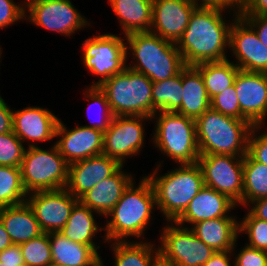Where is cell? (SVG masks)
<instances>
[{
    "label": "cell",
    "mask_w": 267,
    "mask_h": 266,
    "mask_svg": "<svg viewBox=\"0 0 267 266\" xmlns=\"http://www.w3.org/2000/svg\"><path fill=\"white\" fill-rule=\"evenodd\" d=\"M223 9L199 5L194 9L185 32L176 43L185 66L227 60L224 50L229 46L231 24L226 26L223 21Z\"/></svg>",
    "instance_id": "obj_1"
},
{
    "label": "cell",
    "mask_w": 267,
    "mask_h": 266,
    "mask_svg": "<svg viewBox=\"0 0 267 266\" xmlns=\"http://www.w3.org/2000/svg\"><path fill=\"white\" fill-rule=\"evenodd\" d=\"M195 121L200 155L244 157L247 154L248 136L253 127L247 120L225 116L210 107Z\"/></svg>",
    "instance_id": "obj_2"
},
{
    "label": "cell",
    "mask_w": 267,
    "mask_h": 266,
    "mask_svg": "<svg viewBox=\"0 0 267 266\" xmlns=\"http://www.w3.org/2000/svg\"><path fill=\"white\" fill-rule=\"evenodd\" d=\"M133 186L131 182L108 213L112 220L106 225V241H123V237L132 235L140 237L150 220L151 210L156 205L152 183L148 177H143L138 188Z\"/></svg>",
    "instance_id": "obj_3"
},
{
    "label": "cell",
    "mask_w": 267,
    "mask_h": 266,
    "mask_svg": "<svg viewBox=\"0 0 267 266\" xmlns=\"http://www.w3.org/2000/svg\"><path fill=\"white\" fill-rule=\"evenodd\" d=\"M137 63L130 69L146 75L152 82L177 75L184 67L176 43L162 39L152 32H134L126 35Z\"/></svg>",
    "instance_id": "obj_4"
},
{
    "label": "cell",
    "mask_w": 267,
    "mask_h": 266,
    "mask_svg": "<svg viewBox=\"0 0 267 266\" xmlns=\"http://www.w3.org/2000/svg\"><path fill=\"white\" fill-rule=\"evenodd\" d=\"M181 166L161 177L155 176L157 172L147 176L155 191L156 205L166 219L173 222L183 214L190 201L205 186L198 163Z\"/></svg>",
    "instance_id": "obj_5"
},
{
    "label": "cell",
    "mask_w": 267,
    "mask_h": 266,
    "mask_svg": "<svg viewBox=\"0 0 267 266\" xmlns=\"http://www.w3.org/2000/svg\"><path fill=\"white\" fill-rule=\"evenodd\" d=\"M152 84L146 75L126 67L98 87L106 95L114 116L152 119Z\"/></svg>",
    "instance_id": "obj_6"
},
{
    "label": "cell",
    "mask_w": 267,
    "mask_h": 266,
    "mask_svg": "<svg viewBox=\"0 0 267 266\" xmlns=\"http://www.w3.org/2000/svg\"><path fill=\"white\" fill-rule=\"evenodd\" d=\"M68 165L56 144L51 151L30 144L29 149L24 152L20 166L22 183L26 192L66 188Z\"/></svg>",
    "instance_id": "obj_7"
},
{
    "label": "cell",
    "mask_w": 267,
    "mask_h": 266,
    "mask_svg": "<svg viewBox=\"0 0 267 266\" xmlns=\"http://www.w3.org/2000/svg\"><path fill=\"white\" fill-rule=\"evenodd\" d=\"M155 130L157 147L179 164H193L200 156L196 121L176 112L160 111Z\"/></svg>",
    "instance_id": "obj_8"
},
{
    "label": "cell",
    "mask_w": 267,
    "mask_h": 266,
    "mask_svg": "<svg viewBox=\"0 0 267 266\" xmlns=\"http://www.w3.org/2000/svg\"><path fill=\"white\" fill-rule=\"evenodd\" d=\"M235 158L233 155L205 154L199 156L197 163L205 186L226 195L235 204H243L244 157Z\"/></svg>",
    "instance_id": "obj_9"
},
{
    "label": "cell",
    "mask_w": 267,
    "mask_h": 266,
    "mask_svg": "<svg viewBox=\"0 0 267 266\" xmlns=\"http://www.w3.org/2000/svg\"><path fill=\"white\" fill-rule=\"evenodd\" d=\"M167 226L158 248L160 261L171 266H203L215 251L188 228Z\"/></svg>",
    "instance_id": "obj_10"
},
{
    "label": "cell",
    "mask_w": 267,
    "mask_h": 266,
    "mask_svg": "<svg viewBox=\"0 0 267 266\" xmlns=\"http://www.w3.org/2000/svg\"><path fill=\"white\" fill-rule=\"evenodd\" d=\"M127 50L122 39L112 34L86 39L83 44L84 64L91 73L102 76L92 87H98L126 68Z\"/></svg>",
    "instance_id": "obj_11"
},
{
    "label": "cell",
    "mask_w": 267,
    "mask_h": 266,
    "mask_svg": "<svg viewBox=\"0 0 267 266\" xmlns=\"http://www.w3.org/2000/svg\"><path fill=\"white\" fill-rule=\"evenodd\" d=\"M25 200L44 233L59 232L79 201L66 188L33 192L30 200Z\"/></svg>",
    "instance_id": "obj_12"
},
{
    "label": "cell",
    "mask_w": 267,
    "mask_h": 266,
    "mask_svg": "<svg viewBox=\"0 0 267 266\" xmlns=\"http://www.w3.org/2000/svg\"><path fill=\"white\" fill-rule=\"evenodd\" d=\"M145 116H114L104 132L103 154L123 165V159L139 152L143 145L144 131L140 120Z\"/></svg>",
    "instance_id": "obj_13"
},
{
    "label": "cell",
    "mask_w": 267,
    "mask_h": 266,
    "mask_svg": "<svg viewBox=\"0 0 267 266\" xmlns=\"http://www.w3.org/2000/svg\"><path fill=\"white\" fill-rule=\"evenodd\" d=\"M240 119L259 128L267 115V73L239 70L234 81Z\"/></svg>",
    "instance_id": "obj_14"
},
{
    "label": "cell",
    "mask_w": 267,
    "mask_h": 266,
    "mask_svg": "<svg viewBox=\"0 0 267 266\" xmlns=\"http://www.w3.org/2000/svg\"><path fill=\"white\" fill-rule=\"evenodd\" d=\"M26 4L30 12L29 20L48 30L70 36L88 24L70 0H32Z\"/></svg>",
    "instance_id": "obj_15"
},
{
    "label": "cell",
    "mask_w": 267,
    "mask_h": 266,
    "mask_svg": "<svg viewBox=\"0 0 267 266\" xmlns=\"http://www.w3.org/2000/svg\"><path fill=\"white\" fill-rule=\"evenodd\" d=\"M229 47L237 56L238 64L235 65L240 70L267 73V47L239 11L230 28Z\"/></svg>",
    "instance_id": "obj_16"
},
{
    "label": "cell",
    "mask_w": 267,
    "mask_h": 266,
    "mask_svg": "<svg viewBox=\"0 0 267 266\" xmlns=\"http://www.w3.org/2000/svg\"><path fill=\"white\" fill-rule=\"evenodd\" d=\"M197 6L198 4L192 0H153L150 32L162 39L177 43Z\"/></svg>",
    "instance_id": "obj_17"
},
{
    "label": "cell",
    "mask_w": 267,
    "mask_h": 266,
    "mask_svg": "<svg viewBox=\"0 0 267 266\" xmlns=\"http://www.w3.org/2000/svg\"><path fill=\"white\" fill-rule=\"evenodd\" d=\"M121 166L117 160L105 154L70 163L66 189L79 199L100 181L112 176Z\"/></svg>",
    "instance_id": "obj_18"
},
{
    "label": "cell",
    "mask_w": 267,
    "mask_h": 266,
    "mask_svg": "<svg viewBox=\"0 0 267 266\" xmlns=\"http://www.w3.org/2000/svg\"><path fill=\"white\" fill-rule=\"evenodd\" d=\"M62 136L56 146L65 161L70 164L103 154L104 132L92 127H77L67 131L59 120L56 137Z\"/></svg>",
    "instance_id": "obj_19"
},
{
    "label": "cell",
    "mask_w": 267,
    "mask_h": 266,
    "mask_svg": "<svg viewBox=\"0 0 267 266\" xmlns=\"http://www.w3.org/2000/svg\"><path fill=\"white\" fill-rule=\"evenodd\" d=\"M58 122L53 113L39 107L13 111V132L21 141H46L56 137Z\"/></svg>",
    "instance_id": "obj_20"
},
{
    "label": "cell",
    "mask_w": 267,
    "mask_h": 266,
    "mask_svg": "<svg viewBox=\"0 0 267 266\" xmlns=\"http://www.w3.org/2000/svg\"><path fill=\"white\" fill-rule=\"evenodd\" d=\"M235 205L226 195L204 186L174 224L177 226L185 222L196 224L202 220L229 217L225 214Z\"/></svg>",
    "instance_id": "obj_21"
},
{
    "label": "cell",
    "mask_w": 267,
    "mask_h": 266,
    "mask_svg": "<svg viewBox=\"0 0 267 266\" xmlns=\"http://www.w3.org/2000/svg\"><path fill=\"white\" fill-rule=\"evenodd\" d=\"M121 169L122 166L112 176L100 181L83 194L79 201L90 210L108 216V213L120 200L124 190L132 182L131 176L124 174Z\"/></svg>",
    "instance_id": "obj_22"
},
{
    "label": "cell",
    "mask_w": 267,
    "mask_h": 266,
    "mask_svg": "<svg viewBox=\"0 0 267 266\" xmlns=\"http://www.w3.org/2000/svg\"><path fill=\"white\" fill-rule=\"evenodd\" d=\"M0 220L13 244H23L44 233L27 202L0 208Z\"/></svg>",
    "instance_id": "obj_23"
},
{
    "label": "cell",
    "mask_w": 267,
    "mask_h": 266,
    "mask_svg": "<svg viewBox=\"0 0 267 266\" xmlns=\"http://www.w3.org/2000/svg\"><path fill=\"white\" fill-rule=\"evenodd\" d=\"M182 86V103L176 113L196 120L211 107V99L201 73L194 66L182 69Z\"/></svg>",
    "instance_id": "obj_24"
},
{
    "label": "cell",
    "mask_w": 267,
    "mask_h": 266,
    "mask_svg": "<svg viewBox=\"0 0 267 266\" xmlns=\"http://www.w3.org/2000/svg\"><path fill=\"white\" fill-rule=\"evenodd\" d=\"M193 226L194 234L215 252L234 249L239 224L233 217L202 220Z\"/></svg>",
    "instance_id": "obj_25"
},
{
    "label": "cell",
    "mask_w": 267,
    "mask_h": 266,
    "mask_svg": "<svg viewBox=\"0 0 267 266\" xmlns=\"http://www.w3.org/2000/svg\"><path fill=\"white\" fill-rule=\"evenodd\" d=\"M49 241L53 263L63 266H93L101 259L96 250L99 247L76 243L60 232L49 233Z\"/></svg>",
    "instance_id": "obj_26"
},
{
    "label": "cell",
    "mask_w": 267,
    "mask_h": 266,
    "mask_svg": "<svg viewBox=\"0 0 267 266\" xmlns=\"http://www.w3.org/2000/svg\"><path fill=\"white\" fill-rule=\"evenodd\" d=\"M120 18L125 36L134 32H149L153 0H109Z\"/></svg>",
    "instance_id": "obj_27"
},
{
    "label": "cell",
    "mask_w": 267,
    "mask_h": 266,
    "mask_svg": "<svg viewBox=\"0 0 267 266\" xmlns=\"http://www.w3.org/2000/svg\"><path fill=\"white\" fill-rule=\"evenodd\" d=\"M92 212L87 206L78 201L74 205L66 224L59 232L76 243L95 245L92 238L99 227L95 223Z\"/></svg>",
    "instance_id": "obj_28"
},
{
    "label": "cell",
    "mask_w": 267,
    "mask_h": 266,
    "mask_svg": "<svg viewBox=\"0 0 267 266\" xmlns=\"http://www.w3.org/2000/svg\"><path fill=\"white\" fill-rule=\"evenodd\" d=\"M194 67L201 73L210 99L232 86L240 70L228 59L220 62H203Z\"/></svg>",
    "instance_id": "obj_29"
},
{
    "label": "cell",
    "mask_w": 267,
    "mask_h": 266,
    "mask_svg": "<svg viewBox=\"0 0 267 266\" xmlns=\"http://www.w3.org/2000/svg\"><path fill=\"white\" fill-rule=\"evenodd\" d=\"M182 70L175 76L152 84V118L159 111L176 112L182 103Z\"/></svg>",
    "instance_id": "obj_30"
},
{
    "label": "cell",
    "mask_w": 267,
    "mask_h": 266,
    "mask_svg": "<svg viewBox=\"0 0 267 266\" xmlns=\"http://www.w3.org/2000/svg\"><path fill=\"white\" fill-rule=\"evenodd\" d=\"M243 176L244 205L267 197V166L255 161L248 153L244 156Z\"/></svg>",
    "instance_id": "obj_31"
},
{
    "label": "cell",
    "mask_w": 267,
    "mask_h": 266,
    "mask_svg": "<svg viewBox=\"0 0 267 266\" xmlns=\"http://www.w3.org/2000/svg\"><path fill=\"white\" fill-rule=\"evenodd\" d=\"M114 245L115 266H156L160 261L159 250L151 256L152 245L148 243H129L116 241ZM153 258V259H152Z\"/></svg>",
    "instance_id": "obj_32"
},
{
    "label": "cell",
    "mask_w": 267,
    "mask_h": 266,
    "mask_svg": "<svg viewBox=\"0 0 267 266\" xmlns=\"http://www.w3.org/2000/svg\"><path fill=\"white\" fill-rule=\"evenodd\" d=\"M26 192L21 176V169L0 165V208L18 205L23 202Z\"/></svg>",
    "instance_id": "obj_33"
},
{
    "label": "cell",
    "mask_w": 267,
    "mask_h": 266,
    "mask_svg": "<svg viewBox=\"0 0 267 266\" xmlns=\"http://www.w3.org/2000/svg\"><path fill=\"white\" fill-rule=\"evenodd\" d=\"M19 246L25 266H48L52 263L49 233H43Z\"/></svg>",
    "instance_id": "obj_34"
},
{
    "label": "cell",
    "mask_w": 267,
    "mask_h": 266,
    "mask_svg": "<svg viewBox=\"0 0 267 266\" xmlns=\"http://www.w3.org/2000/svg\"><path fill=\"white\" fill-rule=\"evenodd\" d=\"M22 143L13 131L0 134V165L20 168L25 152Z\"/></svg>",
    "instance_id": "obj_35"
},
{
    "label": "cell",
    "mask_w": 267,
    "mask_h": 266,
    "mask_svg": "<svg viewBox=\"0 0 267 266\" xmlns=\"http://www.w3.org/2000/svg\"><path fill=\"white\" fill-rule=\"evenodd\" d=\"M245 231L249 235L247 246L267 252V221L256 218L250 211L239 224V232Z\"/></svg>",
    "instance_id": "obj_36"
},
{
    "label": "cell",
    "mask_w": 267,
    "mask_h": 266,
    "mask_svg": "<svg viewBox=\"0 0 267 266\" xmlns=\"http://www.w3.org/2000/svg\"><path fill=\"white\" fill-rule=\"evenodd\" d=\"M211 108L225 116L240 119V105L234 84L211 99Z\"/></svg>",
    "instance_id": "obj_37"
},
{
    "label": "cell",
    "mask_w": 267,
    "mask_h": 266,
    "mask_svg": "<svg viewBox=\"0 0 267 266\" xmlns=\"http://www.w3.org/2000/svg\"><path fill=\"white\" fill-rule=\"evenodd\" d=\"M86 95L89 97V99H91L92 101H95V103L100 104L102 108L104 109L103 111L105 113L103 115L104 119L102 118V120H100L99 122L95 121V123H93L92 125L85 126V127H92V128L99 129L105 132L109 128V125L111 124V121L114 118V115L110 109L108 100L106 98V95L101 91L99 87H92V86L90 87L89 92L87 91Z\"/></svg>",
    "instance_id": "obj_38"
},
{
    "label": "cell",
    "mask_w": 267,
    "mask_h": 266,
    "mask_svg": "<svg viewBox=\"0 0 267 266\" xmlns=\"http://www.w3.org/2000/svg\"><path fill=\"white\" fill-rule=\"evenodd\" d=\"M255 128L253 126L248 136L247 153L257 162L267 166V132L256 137ZM252 134V135H251ZM254 135V137H253Z\"/></svg>",
    "instance_id": "obj_39"
},
{
    "label": "cell",
    "mask_w": 267,
    "mask_h": 266,
    "mask_svg": "<svg viewBox=\"0 0 267 266\" xmlns=\"http://www.w3.org/2000/svg\"><path fill=\"white\" fill-rule=\"evenodd\" d=\"M234 266H267V252L246 246L236 257Z\"/></svg>",
    "instance_id": "obj_40"
},
{
    "label": "cell",
    "mask_w": 267,
    "mask_h": 266,
    "mask_svg": "<svg viewBox=\"0 0 267 266\" xmlns=\"http://www.w3.org/2000/svg\"><path fill=\"white\" fill-rule=\"evenodd\" d=\"M25 17L23 7L11 0H0V28L6 27Z\"/></svg>",
    "instance_id": "obj_41"
},
{
    "label": "cell",
    "mask_w": 267,
    "mask_h": 266,
    "mask_svg": "<svg viewBox=\"0 0 267 266\" xmlns=\"http://www.w3.org/2000/svg\"><path fill=\"white\" fill-rule=\"evenodd\" d=\"M0 266H25L19 245L12 244L0 252Z\"/></svg>",
    "instance_id": "obj_42"
},
{
    "label": "cell",
    "mask_w": 267,
    "mask_h": 266,
    "mask_svg": "<svg viewBox=\"0 0 267 266\" xmlns=\"http://www.w3.org/2000/svg\"><path fill=\"white\" fill-rule=\"evenodd\" d=\"M240 16L255 30L261 43L267 47V15Z\"/></svg>",
    "instance_id": "obj_43"
},
{
    "label": "cell",
    "mask_w": 267,
    "mask_h": 266,
    "mask_svg": "<svg viewBox=\"0 0 267 266\" xmlns=\"http://www.w3.org/2000/svg\"><path fill=\"white\" fill-rule=\"evenodd\" d=\"M239 15H267V0H240Z\"/></svg>",
    "instance_id": "obj_44"
},
{
    "label": "cell",
    "mask_w": 267,
    "mask_h": 266,
    "mask_svg": "<svg viewBox=\"0 0 267 266\" xmlns=\"http://www.w3.org/2000/svg\"><path fill=\"white\" fill-rule=\"evenodd\" d=\"M13 131V111L0 96V134Z\"/></svg>",
    "instance_id": "obj_45"
},
{
    "label": "cell",
    "mask_w": 267,
    "mask_h": 266,
    "mask_svg": "<svg viewBox=\"0 0 267 266\" xmlns=\"http://www.w3.org/2000/svg\"><path fill=\"white\" fill-rule=\"evenodd\" d=\"M231 251L233 250L216 251L203 266H231L229 262V256L227 255Z\"/></svg>",
    "instance_id": "obj_46"
},
{
    "label": "cell",
    "mask_w": 267,
    "mask_h": 266,
    "mask_svg": "<svg viewBox=\"0 0 267 266\" xmlns=\"http://www.w3.org/2000/svg\"><path fill=\"white\" fill-rule=\"evenodd\" d=\"M255 207L253 206L250 212L256 217L261 220L267 221V197L260 198L253 201Z\"/></svg>",
    "instance_id": "obj_47"
},
{
    "label": "cell",
    "mask_w": 267,
    "mask_h": 266,
    "mask_svg": "<svg viewBox=\"0 0 267 266\" xmlns=\"http://www.w3.org/2000/svg\"><path fill=\"white\" fill-rule=\"evenodd\" d=\"M196 4L198 3L197 0H193ZM201 6H216V7H222V8H228L229 6H233L235 7V5L237 6L236 8H239L238 6H240V0H202V4H200Z\"/></svg>",
    "instance_id": "obj_48"
},
{
    "label": "cell",
    "mask_w": 267,
    "mask_h": 266,
    "mask_svg": "<svg viewBox=\"0 0 267 266\" xmlns=\"http://www.w3.org/2000/svg\"><path fill=\"white\" fill-rule=\"evenodd\" d=\"M13 243L9 237V234L4 228L3 223L0 220V252L11 246Z\"/></svg>",
    "instance_id": "obj_49"
},
{
    "label": "cell",
    "mask_w": 267,
    "mask_h": 266,
    "mask_svg": "<svg viewBox=\"0 0 267 266\" xmlns=\"http://www.w3.org/2000/svg\"><path fill=\"white\" fill-rule=\"evenodd\" d=\"M93 266H104L102 261L99 259Z\"/></svg>",
    "instance_id": "obj_50"
},
{
    "label": "cell",
    "mask_w": 267,
    "mask_h": 266,
    "mask_svg": "<svg viewBox=\"0 0 267 266\" xmlns=\"http://www.w3.org/2000/svg\"><path fill=\"white\" fill-rule=\"evenodd\" d=\"M156 266H171V265H167L165 263H163L162 261H159Z\"/></svg>",
    "instance_id": "obj_51"
},
{
    "label": "cell",
    "mask_w": 267,
    "mask_h": 266,
    "mask_svg": "<svg viewBox=\"0 0 267 266\" xmlns=\"http://www.w3.org/2000/svg\"><path fill=\"white\" fill-rule=\"evenodd\" d=\"M48 266H63V265H59V264H56V263H50Z\"/></svg>",
    "instance_id": "obj_52"
}]
</instances>
